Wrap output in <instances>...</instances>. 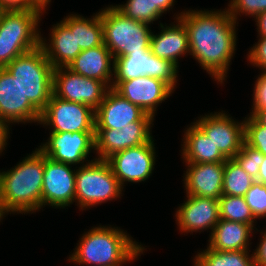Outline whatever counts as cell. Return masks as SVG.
Instances as JSON below:
<instances>
[{
	"label": "cell",
	"instance_id": "1",
	"mask_svg": "<svg viewBox=\"0 0 266 266\" xmlns=\"http://www.w3.org/2000/svg\"><path fill=\"white\" fill-rule=\"evenodd\" d=\"M188 31L190 56L224 85L237 50V23L225 9H184L179 16ZM237 24V25H236Z\"/></svg>",
	"mask_w": 266,
	"mask_h": 266
},
{
	"label": "cell",
	"instance_id": "2",
	"mask_svg": "<svg viewBox=\"0 0 266 266\" xmlns=\"http://www.w3.org/2000/svg\"><path fill=\"white\" fill-rule=\"evenodd\" d=\"M101 225L84 231L67 261L77 266H124L134 264L147 251L145 244L137 242L124 229Z\"/></svg>",
	"mask_w": 266,
	"mask_h": 266
},
{
	"label": "cell",
	"instance_id": "3",
	"mask_svg": "<svg viewBox=\"0 0 266 266\" xmlns=\"http://www.w3.org/2000/svg\"><path fill=\"white\" fill-rule=\"evenodd\" d=\"M43 174L44 154L37 147L14 167L0 170V203L6 215L42 210Z\"/></svg>",
	"mask_w": 266,
	"mask_h": 266
},
{
	"label": "cell",
	"instance_id": "4",
	"mask_svg": "<svg viewBox=\"0 0 266 266\" xmlns=\"http://www.w3.org/2000/svg\"><path fill=\"white\" fill-rule=\"evenodd\" d=\"M42 16L37 9L1 11L0 69L40 46Z\"/></svg>",
	"mask_w": 266,
	"mask_h": 266
},
{
	"label": "cell",
	"instance_id": "5",
	"mask_svg": "<svg viewBox=\"0 0 266 266\" xmlns=\"http://www.w3.org/2000/svg\"><path fill=\"white\" fill-rule=\"evenodd\" d=\"M6 70L19 83L24 96L41 113L53 94V66L38 48L16 57Z\"/></svg>",
	"mask_w": 266,
	"mask_h": 266
},
{
	"label": "cell",
	"instance_id": "6",
	"mask_svg": "<svg viewBox=\"0 0 266 266\" xmlns=\"http://www.w3.org/2000/svg\"><path fill=\"white\" fill-rule=\"evenodd\" d=\"M107 6L100 9V18L103 43L113 58L149 50L151 25L125 17L113 4Z\"/></svg>",
	"mask_w": 266,
	"mask_h": 266
},
{
	"label": "cell",
	"instance_id": "7",
	"mask_svg": "<svg viewBox=\"0 0 266 266\" xmlns=\"http://www.w3.org/2000/svg\"><path fill=\"white\" fill-rule=\"evenodd\" d=\"M123 191L107 160L96 158L76 168L75 205L81 211L120 199Z\"/></svg>",
	"mask_w": 266,
	"mask_h": 266
},
{
	"label": "cell",
	"instance_id": "8",
	"mask_svg": "<svg viewBox=\"0 0 266 266\" xmlns=\"http://www.w3.org/2000/svg\"><path fill=\"white\" fill-rule=\"evenodd\" d=\"M39 125L49 133L95 132V110L88 105L62 100L53 94L41 112Z\"/></svg>",
	"mask_w": 266,
	"mask_h": 266
},
{
	"label": "cell",
	"instance_id": "9",
	"mask_svg": "<svg viewBox=\"0 0 266 266\" xmlns=\"http://www.w3.org/2000/svg\"><path fill=\"white\" fill-rule=\"evenodd\" d=\"M178 73L174 64L153 55L150 49L114 59L113 81H126L144 75L166 82L175 91L179 84Z\"/></svg>",
	"mask_w": 266,
	"mask_h": 266
},
{
	"label": "cell",
	"instance_id": "10",
	"mask_svg": "<svg viewBox=\"0 0 266 266\" xmlns=\"http://www.w3.org/2000/svg\"><path fill=\"white\" fill-rule=\"evenodd\" d=\"M155 118L147 114L142 120L128 123L122 129H95V158L107 160L113 154L151 142Z\"/></svg>",
	"mask_w": 266,
	"mask_h": 266
},
{
	"label": "cell",
	"instance_id": "11",
	"mask_svg": "<svg viewBox=\"0 0 266 266\" xmlns=\"http://www.w3.org/2000/svg\"><path fill=\"white\" fill-rule=\"evenodd\" d=\"M110 88L102 81L81 76L67 67L53 69V95L96 110Z\"/></svg>",
	"mask_w": 266,
	"mask_h": 266
},
{
	"label": "cell",
	"instance_id": "12",
	"mask_svg": "<svg viewBox=\"0 0 266 266\" xmlns=\"http://www.w3.org/2000/svg\"><path fill=\"white\" fill-rule=\"evenodd\" d=\"M154 140L117 152L107 159L124 190L125 184L146 182L152 176L158 157Z\"/></svg>",
	"mask_w": 266,
	"mask_h": 266
},
{
	"label": "cell",
	"instance_id": "13",
	"mask_svg": "<svg viewBox=\"0 0 266 266\" xmlns=\"http://www.w3.org/2000/svg\"><path fill=\"white\" fill-rule=\"evenodd\" d=\"M38 149L53 161L83 166L96 159L88 160L91 153H96L95 132L49 133Z\"/></svg>",
	"mask_w": 266,
	"mask_h": 266
},
{
	"label": "cell",
	"instance_id": "14",
	"mask_svg": "<svg viewBox=\"0 0 266 266\" xmlns=\"http://www.w3.org/2000/svg\"><path fill=\"white\" fill-rule=\"evenodd\" d=\"M194 119V123L211 139L219 151L231 159L241 150L245 143L244 120L233 118L225 110L205 113Z\"/></svg>",
	"mask_w": 266,
	"mask_h": 266
},
{
	"label": "cell",
	"instance_id": "15",
	"mask_svg": "<svg viewBox=\"0 0 266 266\" xmlns=\"http://www.w3.org/2000/svg\"><path fill=\"white\" fill-rule=\"evenodd\" d=\"M44 155L42 211L46 206L66 209L75 202L76 168Z\"/></svg>",
	"mask_w": 266,
	"mask_h": 266
},
{
	"label": "cell",
	"instance_id": "16",
	"mask_svg": "<svg viewBox=\"0 0 266 266\" xmlns=\"http://www.w3.org/2000/svg\"><path fill=\"white\" fill-rule=\"evenodd\" d=\"M112 88L153 117L157 114L158 106L174 93L166 82L144 75L126 81H113Z\"/></svg>",
	"mask_w": 266,
	"mask_h": 266
},
{
	"label": "cell",
	"instance_id": "17",
	"mask_svg": "<svg viewBox=\"0 0 266 266\" xmlns=\"http://www.w3.org/2000/svg\"><path fill=\"white\" fill-rule=\"evenodd\" d=\"M185 196V201L175 209L174 214L179 233L193 235V232L200 234L210 230V236L220 219L219 201L194 195Z\"/></svg>",
	"mask_w": 266,
	"mask_h": 266
},
{
	"label": "cell",
	"instance_id": "18",
	"mask_svg": "<svg viewBox=\"0 0 266 266\" xmlns=\"http://www.w3.org/2000/svg\"><path fill=\"white\" fill-rule=\"evenodd\" d=\"M41 113L24 96L17 80L6 70L0 69V118L12 125H38Z\"/></svg>",
	"mask_w": 266,
	"mask_h": 266
},
{
	"label": "cell",
	"instance_id": "19",
	"mask_svg": "<svg viewBox=\"0 0 266 266\" xmlns=\"http://www.w3.org/2000/svg\"><path fill=\"white\" fill-rule=\"evenodd\" d=\"M181 13L182 11L174 13L173 20L175 21L168 25L160 22V31L158 33L153 31L150 38L152 54L170 61L178 69H180L179 58L190 55L188 31L184 22L179 18Z\"/></svg>",
	"mask_w": 266,
	"mask_h": 266
},
{
	"label": "cell",
	"instance_id": "20",
	"mask_svg": "<svg viewBox=\"0 0 266 266\" xmlns=\"http://www.w3.org/2000/svg\"><path fill=\"white\" fill-rule=\"evenodd\" d=\"M183 186L186 195L219 199L222 195L225 162L185 163Z\"/></svg>",
	"mask_w": 266,
	"mask_h": 266
},
{
	"label": "cell",
	"instance_id": "21",
	"mask_svg": "<svg viewBox=\"0 0 266 266\" xmlns=\"http://www.w3.org/2000/svg\"><path fill=\"white\" fill-rule=\"evenodd\" d=\"M145 113L139 106L123 98L110 88L103 102L95 110V129H122L128 123L142 120Z\"/></svg>",
	"mask_w": 266,
	"mask_h": 266
},
{
	"label": "cell",
	"instance_id": "22",
	"mask_svg": "<svg viewBox=\"0 0 266 266\" xmlns=\"http://www.w3.org/2000/svg\"><path fill=\"white\" fill-rule=\"evenodd\" d=\"M49 30V39L40 34V47L53 68L67 67L82 51L77 47L76 30H70L61 20Z\"/></svg>",
	"mask_w": 266,
	"mask_h": 266
},
{
	"label": "cell",
	"instance_id": "23",
	"mask_svg": "<svg viewBox=\"0 0 266 266\" xmlns=\"http://www.w3.org/2000/svg\"><path fill=\"white\" fill-rule=\"evenodd\" d=\"M67 68L81 76L102 81L112 88L114 58L104 43L81 51Z\"/></svg>",
	"mask_w": 266,
	"mask_h": 266
},
{
	"label": "cell",
	"instance_id": "24",
	"mask_svg": "<svg viewBox=\"0 0 266 266\" xmlns=\"http://www.w3.org/2000/svg\"><path fill=\"white\" fill-rule=\"evenodd\" d=\"M253 234L256 231L249 224L219 219L207 246L216 251H251Z\"/></svg>",
	"mask_w": 266,
	"mask_h": 266
},
{
	"label": "cell",
	"instance_id": "25",
	"mask_svg": "<svg viewBox=\"0 0 266 266\" xmlns=\"http://www.w3.org/2000/svg\"><path fill=\"white\" fill-rule=\"evenodd\" d=\"M187 127V128H186ZM183 130L181 160L184 163H216L225 162L227 158L219 151L217 146L194 123Z\"/></svg>",
	"mask_w": 266,
	"mask_h": 266
},
{
	"label": "cell",
	"instance_id": "26",
	"mask_svg": "<svg viewBox=\"0 0 266 266\" xmlns=\"http://www.w3.org/2000/svg\"><path fill=\"white\" fill-rule=\"evenodd\" d=\"M61 20L70 30H76L77 47L87 50L103 44V27L100 18V10L91 18L82 14L71 13Z\"/></svg>",
	"mask_w": 266,
	"mask_h": 266
},
{
	"label": "cell",
	"instance_id": "27",
	"mask_svg": "<svg viewBox=\"0 0 266 266\" xmlns=\"http://www.w3.org/2000/svg\"><path fill=\"white\" fill-rule=\"evenodd\" d=\"M200 250L192 266H255L252 251H216L208 246Z\"/></svg>",
	"mask_w": 266,
	"mask_h": 266
},
{
	"label": "cell",
	"instance_id": "28",
	"mask_svg": "<svg viewBox=\"0 0 266 266\" xmlns=\"http://www.w3.org/2000/svg\"><path fill=\"white\" fill-rule=\"evenodd\" d=\"M220 219L251 225L255 230L257 219L247 205L244 196L222 195L219 199Z\"/></svg>",
	"mask_w": 266,
	"mask_h": 266
},
{
	"label": "cell",
	"instance_id": "29",
	"mask_svg": "<svg viewBox=\"0 0 266 266\" xmlns=\"http://www.w3.org/2000/svg\"><path fill=\"white\" fill-rule=\"evenodd\" d=\"M254 182L234 158L225 161L223 195L245 196Z\"/></svg>",
	"mask_w": 266,
	"mask_h": 266
},
{
	"label": "cell",
	"instance_id": "30",
	"mask_svg": "<svg viewBox=\"0 0 266 266\" xmlns=\"http://www.w3.org/2000/svg\"><path fill=\"white\" fill-rule=\"evenodd\" d=\"M113 6L125 17L149 25L163 17L158 8H153L152 0H127L126 3Z\"/></svg>",
	"mask_w": 266,
	"mask_h": 266
},
{
	"label": "cell",
	"instance_id": "31",
	"mask_svg": "<svg viewBox=\"0 0 266 266\" xmlns=\"http://www.w3.org/2000/svg\"><path fill=\"white\" fill-rule=\"evenodd\" d=\"M243 119L245 144L266 155V126L251 115H246Z\"/></svg>",
	"mask_w": 266,
	"mask_h": 266
},
{
	"label": "cell",
	"instance_id": "32",
	"mask_svg": "<svg viewBox=\"0 0 266 266\" xmlns=\"http://www.w3.org/2000/svg\"><path fill=\"white\" fill-rule=\"evenodd\" d=\"M226 7L228 13L237 22L240 17L248 16L256 18L258 15L266 11V0H229ZM242 15V16H241Z\"/></svg>",
	"mask_w": 266,
	"mask_h": 266
},
{
	"label": "cell",
	"instance_id": "33",
	"mask_svg": "<svg viewBox=\"0 0 266 266\" xmlns=\"http://www.w3.org/2000/svg\"><path fill=\"white\" fill-rule=\"evenodd\" d=\"M234 159L254 180L258 178L260 165L264 159V155L260 151L244 143L241 150L234 156Z\"/></svg>",
	"mask_w": 266,
	"mask_h": 266
},
{
	"label": "cell",
	"instance_id": "34",
	"mask_svg": "<svg viewBox=\"0 0 266 266\" xmlns=\"http://www.w3.org/2000/svg\"><path fill=\"white\" fill-rule=\"evenodd\" d=\"M244 197L257 220L266 218V185L255 181Z\"/></svg>",
	"mask_w": 266,
	"mask_h": 266
},
{
	"label": "cell",
	"instance_id": "35",
	"mask_svg": "<svg viewBox=\"0 0 266 266\" xmlns=\"http://www.w3.org/2000/svg\"><path fill=\"white\" fill-rule=\"evenodd\" d=\"M258 41L247 52L246 59L253 67L266 71V37H257Z\"/></svg>",
	"mask_w": 266,
	"mask_h": 266
},
{
	"label": "cell",
	"instance_id": "36",
	"mask_svg": "<svg viewBox=\"0 0 266 266\" xmlns=\"http://www.w3.org/2000/svg\"><path fill=\"white\" fill-rule=\"evenodd\" d=\"M252 108L250 111L266 109V71H260L254 82L252 95Z\"/></svg>",
	"mask_w": 266,
	"mask_h": 266
},
{
	"label": "cell",
	"instance_id": "37",
	"mask_svg": "<svg viewBox=\"0 0 266 266\" xmlns=\"http://www.w3.org/2000/svg\"><path fill=\"white\" fill-rule=\"evenodd\" d=\"M261 233L260 241L257 247L253 249V257L255 266H266V228L265 231L255 230Z\"/></svg>",
	"mask_w": 266,
	"mask_h": 266
},
{
	"label": "cell",
	"instance_id": "38",
	"mask_svg": "<svg viewBox=\"0 0 266 266\" xmlns=\"http://www.w3.org/2000/svg\"><path fill=\"white\" fill-rule=\"evenodd\" d=\"M29 0H0L1 11L34 10Z\"/></svg>",
	"mask_w": 266,
	"mask_h": 266
},
{
	"label": "cell",
	"instance_id": "39",
	"mask_svg": "<svg viewBox=\"0 0 266 266\" xmlns=\"http://www.w3.org/2000/svg\"><path fill=\"white\" fill-rule=\"evenodd\" d=\"M11 129L12 126L0 118V156H2V154L4 155L3 152L5 149H7L5 147L8 146V140L11 137L10 136Z\"/></svg>",
	"mask_w": 266,
	"mask_h": 266
},
{
	"label": "cell",
	"instance_id": "40",
	"mask_svg": "<svg viewBox=\"0 0 266 266\" xmlns=\"http://www.w3.org/2000/svg\"><path fill=\"white\" fill-rule=\"evenodd\" d=\"M176 0H152L153 8H158L163 14L173 9Z\"/></svg>",
	"mask_w": 266,
	"mask_h": 266
},
{
	"label": "cell",
	"instance_id": "41",
	"mask_svg": "<svg viewBox=\"0 0 266 266\" xmlns=\"http://www.w3.org/2000/svg\"><path fill=\"white\" fill-rule=\"evenodd\" d=\"M254 20L257 26V37H266V11L258 15Z\"/></svg>",
	"mask_w": 266,
	"mask_h": 266
},
{
	"label": "cell",
	"instance_id": "42",
	"mask_svg": "<svg viewBox=\"0 0 266 266\" xmlns=\"http://www.w3.org/2000/svg\"><path fill=\"white\" fill-rule=\"evenodd\" d=\"M29 3L44 15L47 13L46 10L50 8L51 0H29Z\"/></svg>",
	"mask_w": 266,
	"mask_h": 266
},
{
	"label": "cell",
	"instance_id": "43",
	"mask_svg": "<svg viewBox=\"0 0 266 266\" xmlns=\"http://www.w3.org/2000/svg\"><path fill=\"white\" fill-rule=\"evenodd\" d=\"M248 115L253 116L260 124L266 126V109L251 111Z\"/></svg>",
	"mask_w": 266,
	"mask_h": 266
},
{
	"label": "cell",
	"instance_id": "44",
	"mask_svg": "<svg viewBox=\"0 0 266 266\" xmlns=\"http://www.w3.org/2000/svg\"><path fill=\"white\" fill-rule=\"evenodd\" d=\"M255 181L266 185V155H264L263 163L260 165L258 178Z\"/></svg>",
	"mask_w": 266,
	"mask_h": 266
},
{
	"label": "cell",
	"instance_id": "45",
	"mask_svg": "<svg viewBox=\"0 0 266 266\" xmlns=\"http://www.w3.org/2000/svg\"><path fill=\"white\" fill-rule=\"evenodd\" d=\"M7 215L4 213L1 203H0V222L2 223L3 219L6 217Z\"/></svg>",
	"mask_w": 266,
	"mask_h": 266
}]
</instances>
